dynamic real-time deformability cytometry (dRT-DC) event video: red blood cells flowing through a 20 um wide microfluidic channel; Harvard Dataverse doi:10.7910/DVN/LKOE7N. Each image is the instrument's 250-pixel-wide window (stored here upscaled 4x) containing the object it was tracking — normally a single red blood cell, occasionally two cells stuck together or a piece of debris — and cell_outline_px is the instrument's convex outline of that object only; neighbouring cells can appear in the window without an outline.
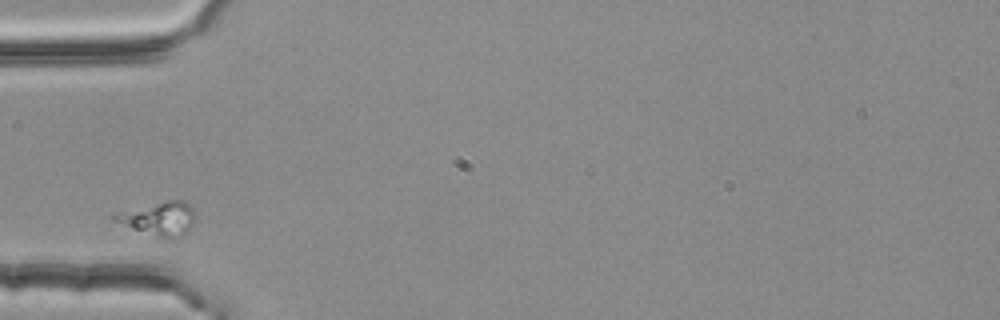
{"species": "common noctule bat (a hibernating species)", "species_latin": "Nyctalus noctula", "temperature_condition": "room temperature", "stored_images_in_passage": 6, "camera_frame_rate_fps": 3000, "um_per_image_px": 0.085, "animal": {"sex": "female", "body_mass_g": 25.1}, "frame": {"image": 1, "passage_image": 5, "time_ms": 1.333, "image_size_px": [1000, 320], "cell_outline_px": [[192, 224], [188, 232], [180, 236], [160, 236], [132, 228], [112, 220], [112, 212], [168, 200], [184, 200], [192, 208]], "centroid_in_image_um": [13.44, 18.53], "position_along_channel_um": 71.6, "area_um2": 15.26}}